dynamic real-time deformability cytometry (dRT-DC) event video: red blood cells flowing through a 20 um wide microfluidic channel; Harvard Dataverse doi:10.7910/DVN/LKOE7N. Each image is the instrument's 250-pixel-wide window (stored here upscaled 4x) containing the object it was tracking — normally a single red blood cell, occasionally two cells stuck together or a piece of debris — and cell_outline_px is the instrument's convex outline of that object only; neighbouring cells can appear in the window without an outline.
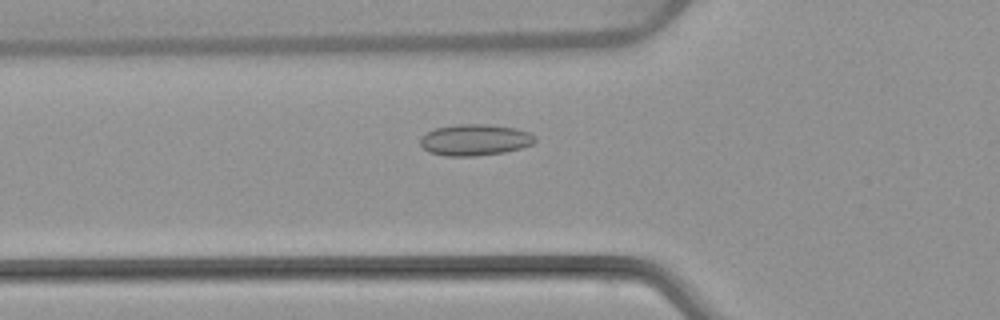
{"species": "common noctule bat (a hibernating species)", "species_latin": "Nyctalus noctula", "temperature_condition": "warm", "stored_images_in_passage": 54, "camera_frame_rate_fps": 3000, "um_per_image_px": 0.085, "animal": {"sex": "female", "body_mass_g": 22.7, "forearm_length_mm": 54.2}, "frame": {"image": 1, "passage_image": 19, "time_ms": 6.0, "image_size_px": [1000, 320], "cell_outline_px": [[536, 140], [532, 144], [520, 148], [504, 152], [476, 156], [444, 156], [428, 152], [420, 144], [420, 136], [436, 128], [456, 124], [484, 124], [516, 128], [528, 132], [536, 136]], "centroid_in_image_um": [40.35, 11.89], "position_along_channel_um": 85.5, "area_um2": 20.98}}
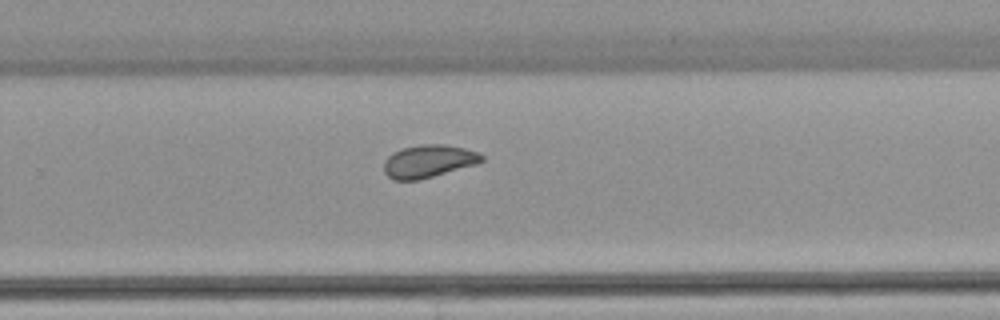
{"frame": {"image": 2, "passage_image": 35, "time_ms": 11.333, "image_size_px": [1000, 320], "cell_outline_px": [[484, 160], [476, 164], [420, 180], [392, 180], [384, 172], [384, 160], [392, 152], [400, 148], [420, 144], [444, 144], [464, 148], [476, 152], [484, 156]], "centroid_in_image_um": [36.38, 13.7], "position_along_channel_um": 293.4, "area_um2": 18.79}}
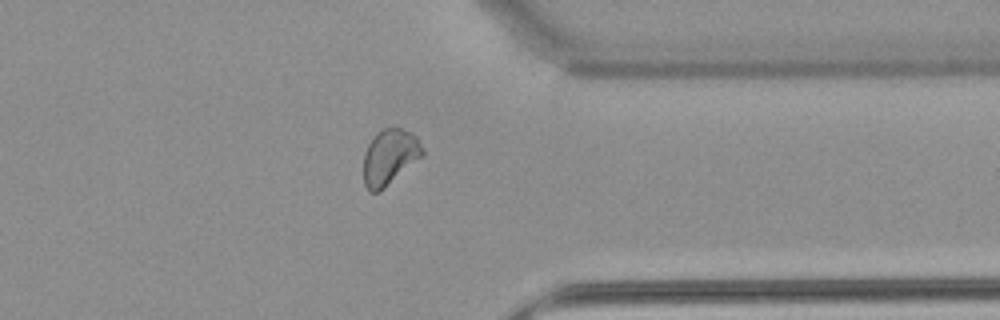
{"frame": {"image": 3, "passage_image": 42, "time_ms": 13.667, "image_size_px": [1000, 320], "cell_outline_px": [[424, 152], [420, 156], [380, 192], [368, 192], [364, 184], [364, 152], [368, 144], [376, 132], [384, 128], [400, 128], [412, 132], [416, 136]], "centroid_in_image_um": [33.07, 13.34], "position_along_channel_um": 378.3, "area_um2": 18.79}, "authors_computed_cell_mechanics": {"area_um2": 19.7387, "velocity_mm_per_s": 3.9003, "shape_relaxation_time_tau1_ms": null, "shape_relaxation_time_tau2_ms": 1.3096, "deformation_change_tau1": null, "deformation_change_tau2": 0.0721}}